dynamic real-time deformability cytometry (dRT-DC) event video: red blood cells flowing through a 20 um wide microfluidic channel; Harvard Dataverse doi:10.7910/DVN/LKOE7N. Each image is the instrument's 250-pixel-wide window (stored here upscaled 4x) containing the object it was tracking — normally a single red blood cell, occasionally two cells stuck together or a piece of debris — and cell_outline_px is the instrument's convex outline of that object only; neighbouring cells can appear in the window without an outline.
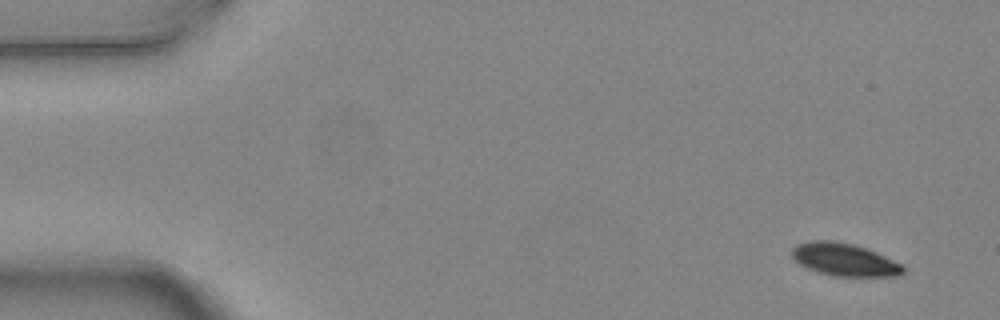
{"species": "common noctule bat (a hibernating species)", "species_latin": "Nyctalus noctula", "temperature_condition": "warm", "stored_images_in_passage": 7, "camera_frame_rate_fps": 3000, "um_per_image_px": 0.085, "animal": {"sex": "female", "body_mass_g": 24.6, "forearm_length_mm": 56.2}, "frame": {"image": 1, "passage_image": 1, "time_ms": 0.0, "image_size_px": [1000, 320], "cell_outline_px": [[904, 272], [900, 276], [832, 276], [808, 268], [800, 264], [792, 256], [792, 248], [796, 244], [808, 240], [832, 240], [852, 244], [868, 248], [904, 264]], "centroid_in_image_um": [71.81, 22.05], "position_along_channel_um": 13.2, "area_um2": 21.39}}
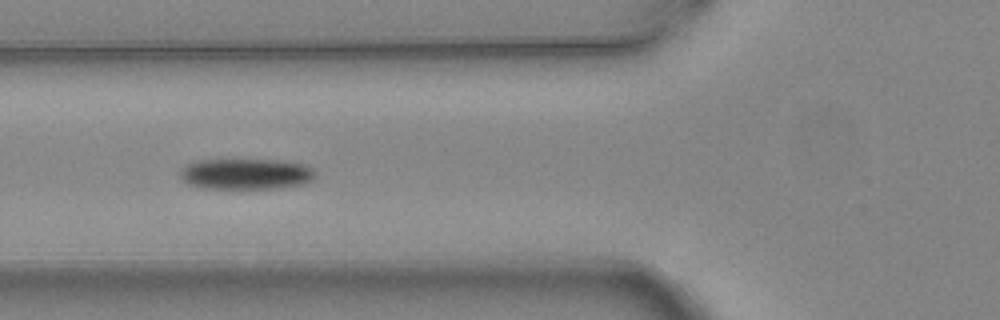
{"frame": {"image": 2, "passage_image": 5, "time_ms": 1.333, "image_size_px": [1000, 320], "cell_outline_px": [[316, 176], [312, 180], [304, 184], [280, 188], [204, 188], [188, 184], [180, 176], [180, 172], [188, 164], [196, 160], [280, 160], [304, 164], [312, 168], [316, 172]], "centroid_in_image_um": [20.96, 14.78], "position_along_channel_um": 104.8, "area_um2": 24.28}}
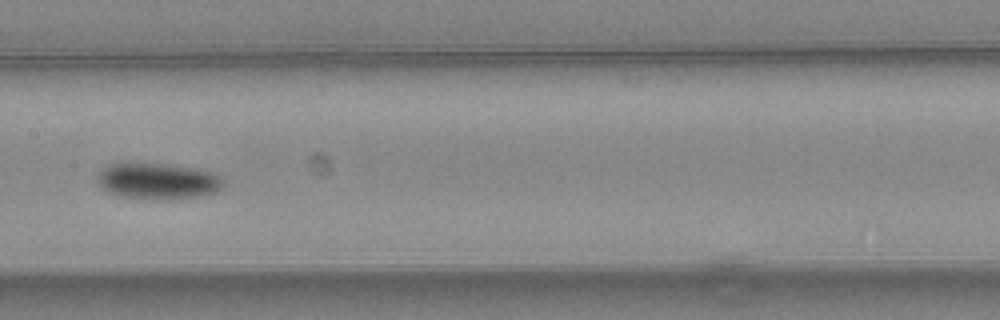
{"frame": {"image": 3, "passage_image": 7, "time_ms": 2.0, "image_size_px": [1000, 320], "cell_outline_px": [[224, 184], [216, 192], [200, 196], [172, 200], [156, 200], [120, 196], [108, 192], [100, 184], [96, 176], [96, 172], [100, 168], [108, 164], [168, 164], [192, 168], [212, 172], [220, 176], [224, 180]], "centroid_in_image_um": [13.41, 15.41], "position_along_channel_um": 194.0, "area_um2": 26.7}}